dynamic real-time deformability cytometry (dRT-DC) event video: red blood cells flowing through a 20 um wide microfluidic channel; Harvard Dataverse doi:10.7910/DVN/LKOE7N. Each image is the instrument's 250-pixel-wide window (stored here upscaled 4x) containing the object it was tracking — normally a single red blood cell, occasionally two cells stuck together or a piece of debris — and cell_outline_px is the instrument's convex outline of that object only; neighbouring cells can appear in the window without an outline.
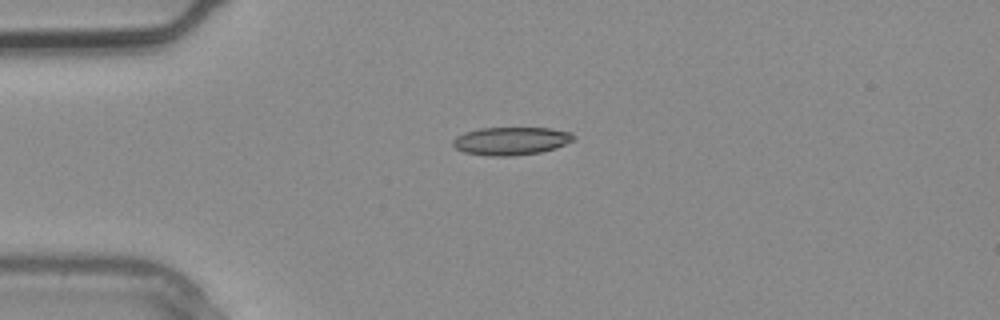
{"species": "common noctule bat (a hibernating species)", "species_latin": "Nyctalus noctula", "temperature_condition": "warm", "stored_images_in_passage": 3, "camera_frame_rate_fps": 3000, "um_per_image_px": 0.085, "animal": {"sex": "male", "body_mass_g": 20.4}, "frame": {"image": 1, "passage_image": 3, "time_ms": 0.667, "image_size_px": [1000, 320], "cell_outline_px": [[572, 140], [556, 148], [540, 152], [512, 156], [488, 156], [464, 152], [456, 148], [452, 144], [452, 140], [456, 136], [464, 132], [480, 128], [552, 128], [572, 132]], "centroid_in_image_um": [43.4, 11.98], "position_along_channel_um": 41.6, "area_um2": 19.65}}